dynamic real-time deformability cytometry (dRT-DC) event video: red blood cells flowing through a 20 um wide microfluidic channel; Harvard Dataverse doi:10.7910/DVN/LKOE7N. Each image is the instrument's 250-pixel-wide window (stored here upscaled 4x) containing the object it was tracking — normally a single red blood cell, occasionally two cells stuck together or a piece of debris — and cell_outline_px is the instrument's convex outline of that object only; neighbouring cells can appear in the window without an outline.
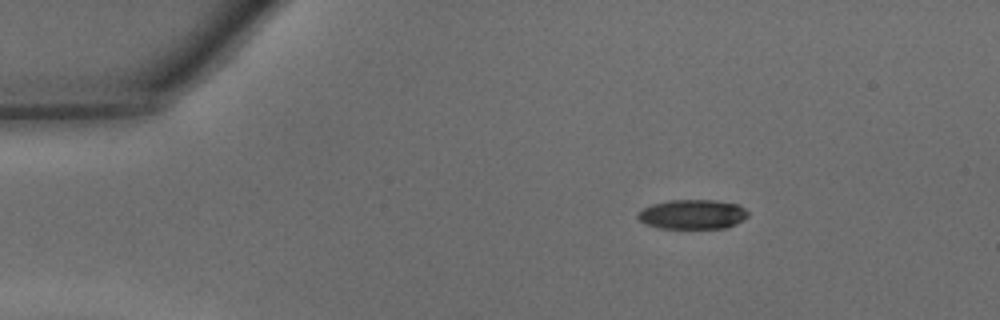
{"species": "common noctule bat (a hibernating species)", "species_latin": "Nyctalus noctula", "temperature_condition": "warm", "stored_images_in_passage": 40, "camera_frame_rate_fps": 3000, "um_per_image_px": 0.085, "animal": {"sex": "male", "body_mass_g": 15.6}, "frame": {"image": 1, "passage_image": 1, "time_ms": 0.0, "image_size_px": [1000, 320], "cell_outline_px": [[748, 216], [744, 220], [728, 228], [656, 228], [644, 224], [636, 216], [644, 208], [652, 204], [668, 200], [716, 200], [740, 204], [748, 212]], "centroid_in_image_um": [58.89, 18.22], "position_along_channel_um": 26.1, "area_um2": 19.19}}
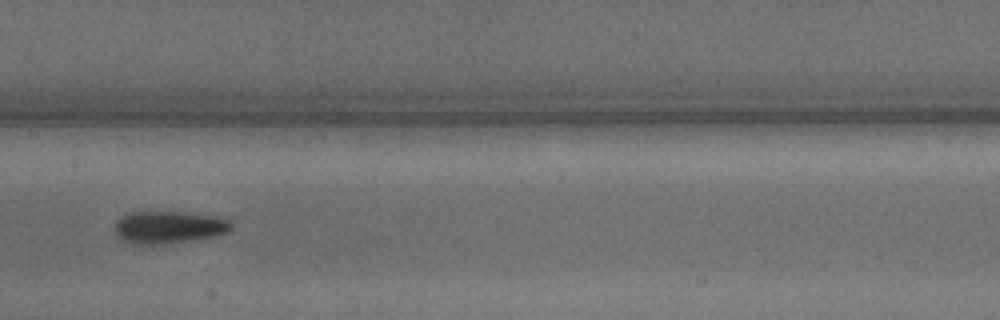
{"frame": {"image": 2, "passage_image": 17, "time_ms": 5.333, "image_size_px": [1000, 320], "cell_outline_px": [[232, 228], [228, 232], [216, 236], [192, 240], [164, 244], [132, 244], [120, 240], [116, 236], [112, 228], [116, 220], [120, 216], [128, 212], [184, 212], [216, 216], [228, 220], [232, 224]], "centroid_in_image_um": [14.27, 19.32], "position_along_channel_um": 193.1, "area_um2": 22.43}}
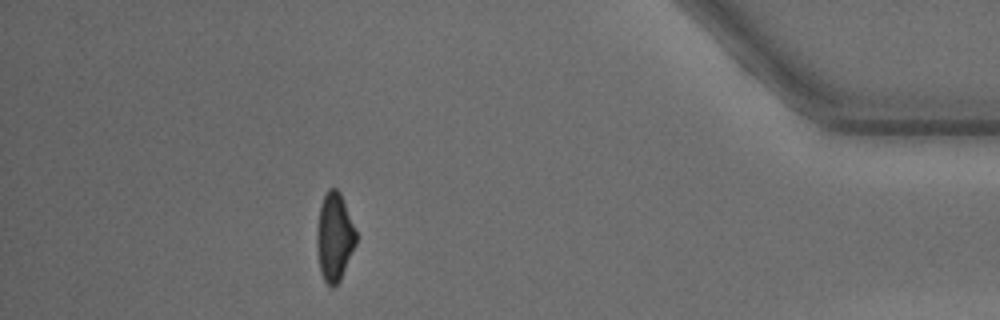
{"frame": {"image": 3, "passage_image": 35, "time_ms": 11.333, "image_size_px": [1000, 320], "cell_outline_px": [[356, 244], [340, 280], [332, 288], [324, 280], [320, 272], [316, 248], [316, 228], [320, 204], [328, 188], [336, 188], [340, 192], [356, 228]], "centroid_in_image_um": [28.41, 20.12], "position_along_channel_um": 406.8, "area_um2": 20.4}, "authors_computed_cell_mechanics": {"area_um2": 21.1837, "velocity_mm_per_s": 4.3662, "shape_relaxation_time_tau1_ms": 3.1097, "shape_relaxation_time_tau2_ms": 2.2959, "deformation_change_tau1": 0.1482, "deformation_change_tau2": 0.0989}}